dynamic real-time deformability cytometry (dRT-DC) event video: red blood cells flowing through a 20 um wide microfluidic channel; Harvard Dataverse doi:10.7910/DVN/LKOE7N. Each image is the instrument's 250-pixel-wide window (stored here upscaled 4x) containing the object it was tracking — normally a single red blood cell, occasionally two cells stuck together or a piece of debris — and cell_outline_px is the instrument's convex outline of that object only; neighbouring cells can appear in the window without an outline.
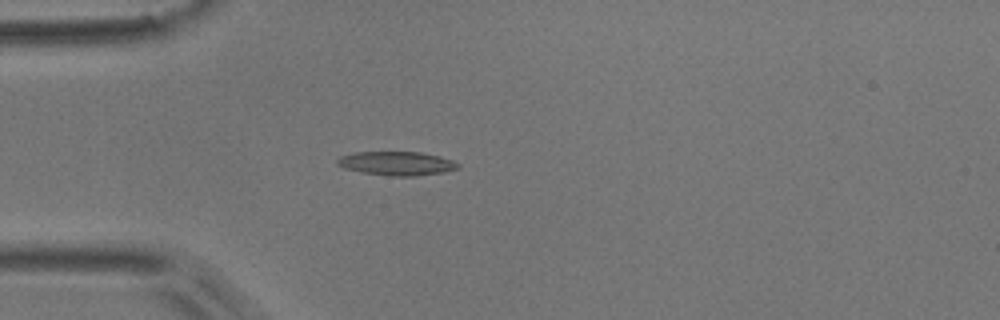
{"species": "common noctule bat (a hibernating species)", "species_latin": "Nyctalus noctula", "temperature_condition": "room temperature", "stored_images_in_passage": 5, "camera_frame_rate_fps": 3000, "um_per_image_px": 0.085, "animal": {"sex": "male", "body_mass_g": 17.9}, "frame": {"image": 1, "passage_image": 4, "time_ms": 1.0, "image_size_px": [1000, 320], "cell_outline_px": [[460, 168], [444, 172], [416, 176], [392, 176], [364, 172], [344, 168], [336, 164], [336, 160], [340, 156], [352, 152], [420, 152], [440, 156], [452, 160], [460, 164]], "centroid_in_image_um": [33.73, 13.88], "position_along_channel_um": 51.3, "area_um2": 16.82}}